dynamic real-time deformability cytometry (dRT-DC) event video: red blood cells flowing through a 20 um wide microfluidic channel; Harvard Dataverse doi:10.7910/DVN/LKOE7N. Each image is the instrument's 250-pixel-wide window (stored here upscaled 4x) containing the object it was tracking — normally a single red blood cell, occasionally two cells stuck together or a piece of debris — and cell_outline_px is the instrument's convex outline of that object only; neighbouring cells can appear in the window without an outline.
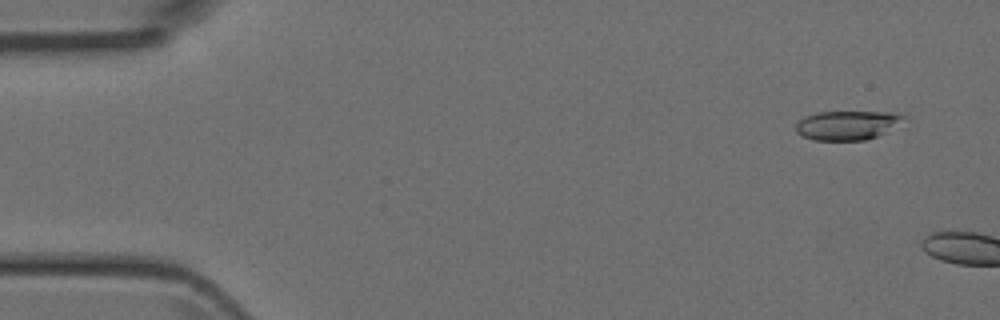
{"species": "Egyptian fruit bat (a non-hibernating species)", "species_latin": "Rousettus aegyptiacus", "temperature_condition": "room temperature", "stored_images_in_passage": 5, "camera_frame_rate_fps": 3000, "um_per_image_px": 0.085, "animal": {"sex": "female"}, "frame": {"image": 1, "passage_image": 3, "time_ms": 0.667, "image_size_px": [1000, 320], "cell_outline_px": [[908, 116], [884, 132], [876, 136], [864, 140], [812, 140], [800, 136], [796, 132], [796, 124], [804, 116], [816, 112], [892, 112]], "centroid_in_image_um": [71.94, 10.64], "position_along_channel_um": 13.1, "area_um2": 18.15}}